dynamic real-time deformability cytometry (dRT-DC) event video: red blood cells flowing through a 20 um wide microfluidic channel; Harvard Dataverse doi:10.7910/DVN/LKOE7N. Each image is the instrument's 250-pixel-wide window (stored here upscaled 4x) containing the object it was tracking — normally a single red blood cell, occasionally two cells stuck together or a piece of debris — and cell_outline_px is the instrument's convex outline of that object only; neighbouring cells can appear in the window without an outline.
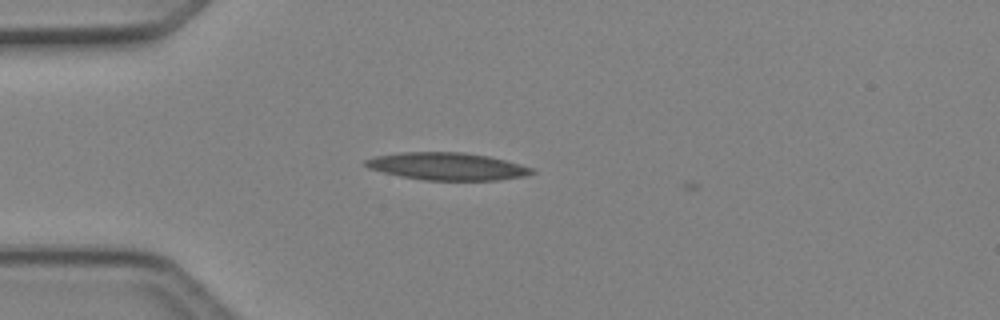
{"species": "Egyptian fruit bat (a non-hibernating species)", "species_latin": "Rousettus aegyptiacus", "temperature_condition": "cold", "stored_images_in_passage": 3, "camera_frame_rate_fps": 3000, "um_per_image_px": 0.085, "animal": {"sex": "female"}, "frame": {"image": 1, "passage_image": 1, "time_ms": 0.0, "image_size_px": [1000, 320], "cell_outline_px": [[536, 172], [524, 176], [500, 180], [424, 180], [400, 176], [368, 168], [364, 164], [364, 160], [376, 156], [400, 152], [464, 152], [488, 156], [536, 168]], "centroid_in_image_um": [38.04, 14.14], "position_along_channel_um": 47.0, "area_um2": 26.65}}